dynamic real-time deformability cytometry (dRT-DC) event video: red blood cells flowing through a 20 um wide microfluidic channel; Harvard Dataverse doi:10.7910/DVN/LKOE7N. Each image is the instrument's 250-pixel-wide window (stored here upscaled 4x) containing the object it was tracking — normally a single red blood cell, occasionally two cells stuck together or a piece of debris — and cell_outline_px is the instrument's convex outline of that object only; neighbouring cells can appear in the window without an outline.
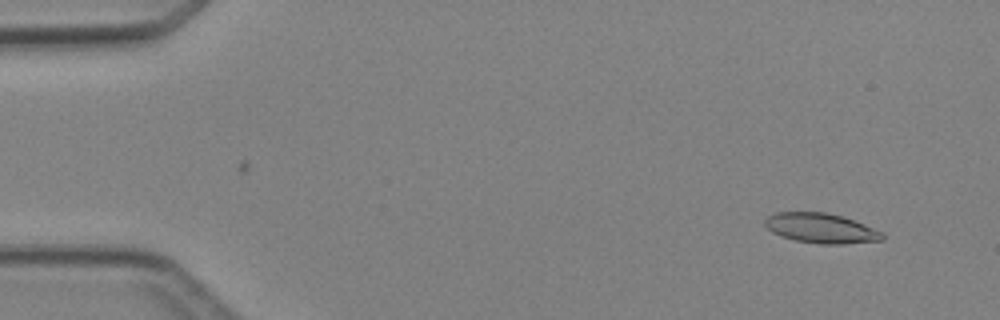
{"species": "Egyptian fruit bat (a non-hibernating species)", "species_latin": "Rousettus aegyptiacus", "temperature_condition": "cold", "stored_images_in_passage": 3, "camera_frame_rate_fps": 3000, "um_per_image_px": 0.085, "animal": {"sex": "female"}, "frame": {"image": 1, "passage_image": 1, "time_ms": 0.0, "image_size_px": [1000, 320], "cell_outline_px": [[884, 240], [844, 244], [820, 244], [796, 240], [780, 236], [772, 232], [764, 224], [764, 220], [768, 216], [776, 212], [828, 212], [844, 216], [884, 232]], "centroid_in_image_um": [69.81, 19.39], "position_along_channel_um": 15.2, "area_um2": 20.63}}
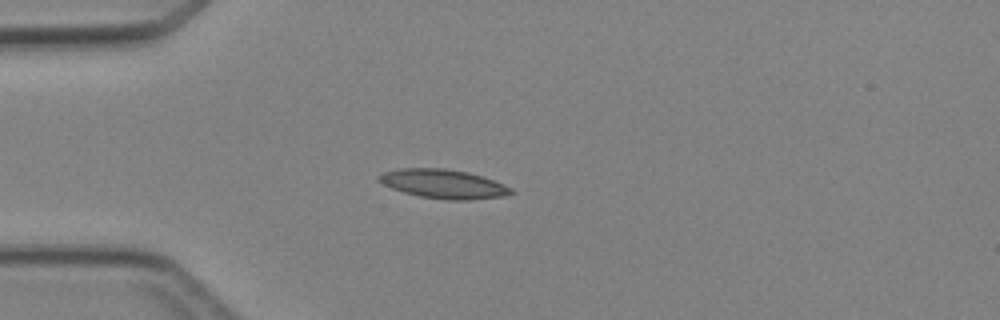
{"frame": {"image": 2, "passage_image": 3, "time_ms": 3.0, "image_size_px": [1000, 320], "cell_outline_px": [[516, 192], [504, 196], [468, 200], [448, 200], [420, 196], [404, 192], [392, 188], [376, 180], [376, 176], [384, 172], [400, 168], [444, 168], [468, 172], [484, 176], [504, 184], [512, 188]], "centroid_in_image_um": [37.71, 15.63], "position_along_channel_um": 47.3, "area_um2": 22.48}}